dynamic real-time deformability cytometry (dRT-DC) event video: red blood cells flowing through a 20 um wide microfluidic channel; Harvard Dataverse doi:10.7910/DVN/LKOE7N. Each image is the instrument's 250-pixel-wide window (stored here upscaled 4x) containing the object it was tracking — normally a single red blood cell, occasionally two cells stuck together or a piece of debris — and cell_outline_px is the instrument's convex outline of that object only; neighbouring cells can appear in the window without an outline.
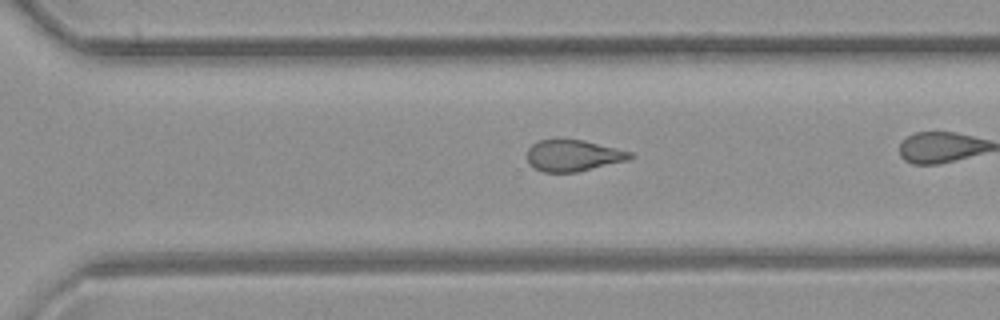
{"species": "common noctule bat (a hibernating species)", "species_latin": "Nyctalus noctula", "temperature_condition": "room temperature", "stored_images_in_passage": 30, "camera_frame_rate_fps": 3000, "um_per_image_px": 0.085, "animal": {"sex": "female", "body_mass_g": 21.9}, "frame": {"image": 1, "passage_image": 26, "time_ms": 8.333, "image_size_px": [1000, 320], "cell_outline_px": [[636, 156], [628, 160], [576, 172], [544, 172], [536, 168], [528, 160], [528, 148], [532, 144], [540, 140], [584, 140], [632, 152]], "centroid_in_image_um": [48.76, 13.22], "position_along_channel_um": 321.8, "area_um2": 18.55}}